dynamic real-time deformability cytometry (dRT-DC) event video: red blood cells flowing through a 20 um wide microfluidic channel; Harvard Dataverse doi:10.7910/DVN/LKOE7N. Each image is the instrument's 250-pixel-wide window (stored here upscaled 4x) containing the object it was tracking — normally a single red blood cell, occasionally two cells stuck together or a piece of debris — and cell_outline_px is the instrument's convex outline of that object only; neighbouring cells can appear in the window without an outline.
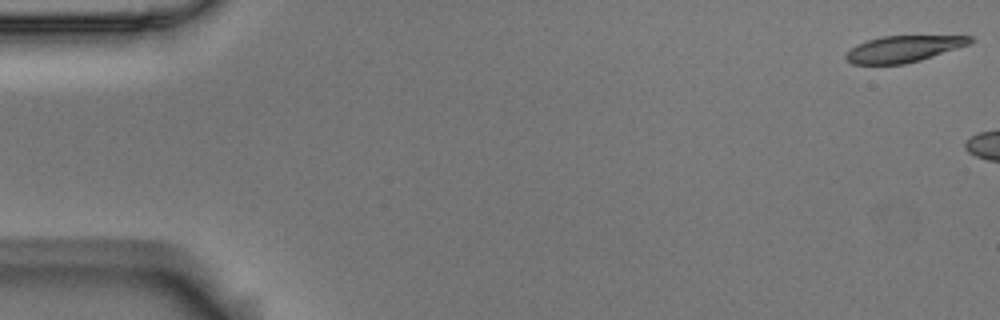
{"species": "Egyptian fruit bat (a non-hibernating species)", "species_latin": "Rousettus aegyptiacus", "temperature_condition": "room temperature", "stored_images_in_passage": 9, "camera_frame_rate_fps": 3000, "um_per_image_px": 0.085, "animal": {"sex": "male"}, "frame": {"image": 1, "passage_image": 1, "time_ms": 0.0, "image_size_px": [1000, 320], "cell_outline_px": [[976, 40], [968, 44], [920, 60], [904, 64], [852, 64], [844, 56], [856, 44], [868, 40], [884, 36], [972, 36]], "centroid_in_image_um": [76.78, 4.15], "position_along_channel_um": 8.2, "area_um2": 18.79}}